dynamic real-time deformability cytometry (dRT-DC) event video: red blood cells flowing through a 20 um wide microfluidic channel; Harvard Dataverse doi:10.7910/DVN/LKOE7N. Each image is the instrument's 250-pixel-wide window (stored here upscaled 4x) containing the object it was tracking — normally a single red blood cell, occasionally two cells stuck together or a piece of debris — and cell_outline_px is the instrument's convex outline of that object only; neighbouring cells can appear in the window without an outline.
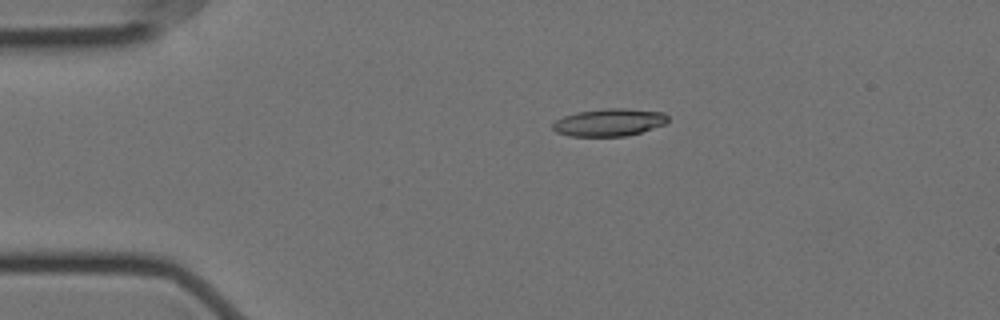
{"species": "Egyptian fruit bat (a non-hibernating species)", "species_latin": "Rousettus aegyptiacus", "temperature_condition": "cold", "stored_images_in_passage": 4, "camera_frame_rate_fps": 3000, "um_per_image_px": 0.085, "animal": {"sex": "female"}, "frame": {"image": 1, "passage_image": 1, "time_ms": 0.0, "image_size_px": [1000, 320], "cell_outline_px": [[668, 120], [664, 124], [628, 136], [568, 136], [556, 132], [552, 128], [552, 124], [556, 120], [564, 116], [576, 112], [604, 108], [624, 108], [664, 112], [668, 116]], "centroid_in_image_um": [51.76, 10.4], "position_along_channel_um": 33.2, "area_um2": 18.5}}
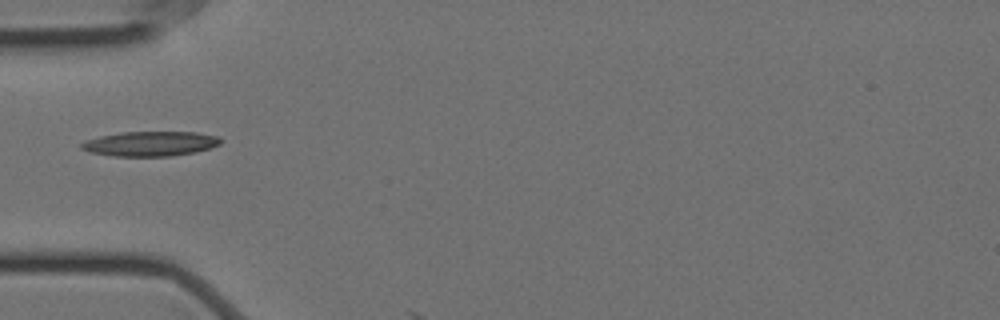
{"frame": {"image": 2, "passage_image": 3, "time_ms": 0.667, "image_size_px": [1000, 320], "cell_outline_px": [[224, 140], [220, 144], [196, 152], [172, 156], [112, 156], [92, 152], [80, 148], [80, 144], [84, 140], [100, 136], [120, 132], [196, 132], [220, 136]], "centroid_in_image_um": [12.8, 12.21], "position_along_channel_um": 72.2, "area_um2": 20.23}}